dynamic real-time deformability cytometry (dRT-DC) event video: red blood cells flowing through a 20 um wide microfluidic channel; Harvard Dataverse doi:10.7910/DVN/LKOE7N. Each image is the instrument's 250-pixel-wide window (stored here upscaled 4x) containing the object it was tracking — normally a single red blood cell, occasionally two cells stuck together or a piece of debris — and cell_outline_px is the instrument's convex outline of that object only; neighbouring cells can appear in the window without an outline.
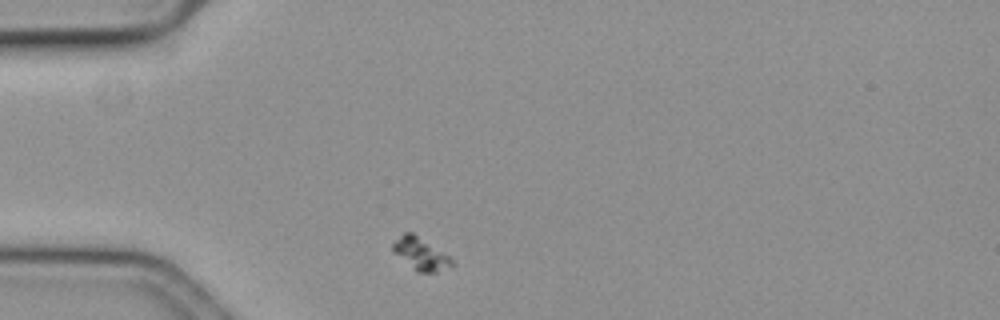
{"species": "common noctule bat (a hibernating species)", "species_latin": "Nyctalus noctula", "temperature_condition": "cold", "stored_images_in_passage": 38, "camera_frame_rate_fps": 3000, "um_per_image_px": 0.085, "animal": {"sex": "female", "body_mass_g": 19.3, "forearm_length_mm": 54.1}, "frame": {"image": 1, "passage_image": 2, "time_ms": 0.333, "image_size_px": [1000, 320], "cell_outline_px": [[456, 264], [452, 268], [436, 272], [416, 272], [392, 248], [392, 244], [404, 232], [412, 232], [448, 256]], "centroid_in_image_um": [35.81, 21.6], "position_along_channel_um": 49.2, "area_um2": 10.75}}
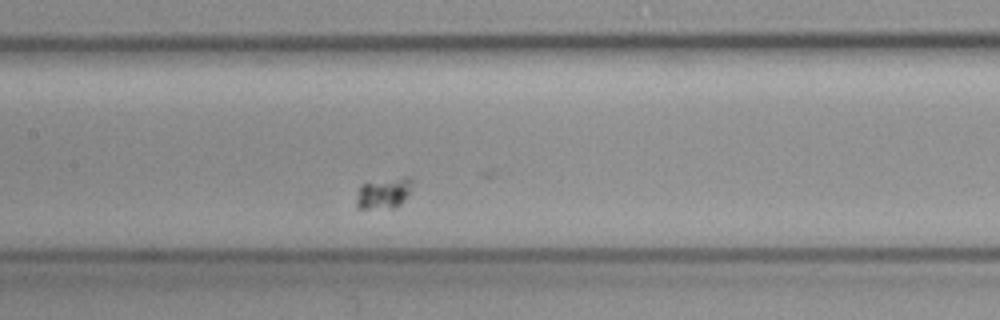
{"frame": {"image": 2, "passage_image": 15, "time_ms": 4.667, "image_size_px": [1000, 320], "cell_outline_px": [[416, 180], [408, 196], [396, 208], [356, 208], [356, 192], [360, 184], [404, 176], [408, 176]], "centroid_in_image_um": [32.66, 16.4], "position_along_channel_um": 174.7, "area_um2": 10.46}}
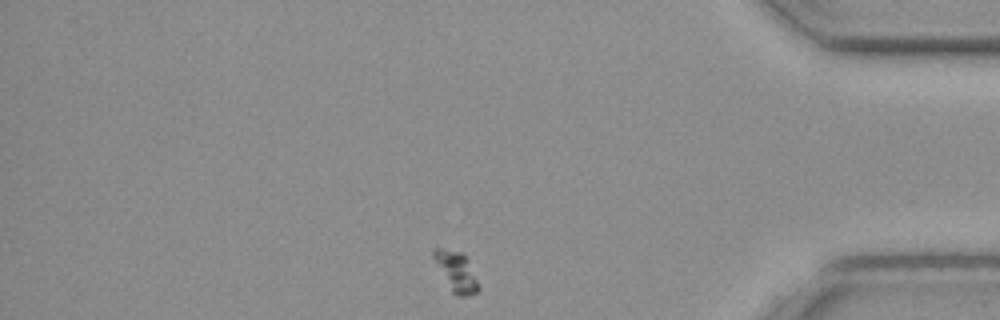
{"frame": {"image": 3, "passage_image": 38, "time_ms": 12.333, "image_size_px": [1000, 320], "cell_outline_px": [[480, 288], [476, 292], [468, 296], [456, 296], [452, 292], [432, 256], [432, 248], [440, 248], [464, 252], [468, 260]], "centroid_in_image_um": [38.78, 23.06], "position_along_channel_um": 396.4, "area_um2": 10.29}}